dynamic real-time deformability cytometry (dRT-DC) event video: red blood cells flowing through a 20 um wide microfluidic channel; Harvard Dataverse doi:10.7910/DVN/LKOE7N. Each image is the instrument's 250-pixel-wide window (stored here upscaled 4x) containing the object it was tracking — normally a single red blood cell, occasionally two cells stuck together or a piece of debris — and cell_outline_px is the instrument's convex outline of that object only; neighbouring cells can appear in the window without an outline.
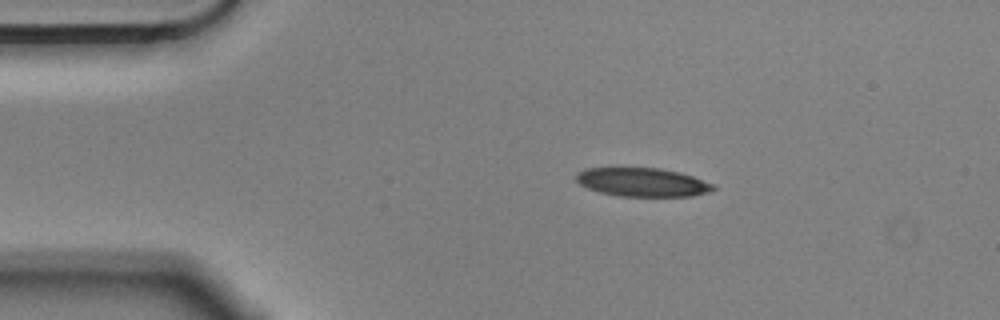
{"species": "Egyptian fruit bat (a non-hibernating species)", "species_latin": "Rousettus aegyptiacus", "temperature_condition": "cold", "stored_images_in_passage": 9, "camera_frame_rate_fps": 3000, "um_per_image_px": 0.085, "animal": {"sex": "male"}, "frame": {"image": 1, "passage_image": 1, "time_ms": 0.0, "image_size_px": [1000, 320], "cell_outline_px": [[716, 188], [708, 192], [692, 196], [620, 196], [600, 192], [588, 188], [580, 184], [576, 180], [576, 172], [584, 168], [660, 168], [680, 172], [692, 176], [712, 184]], "centroid_in_image_um": [54.58, 15.48], "position_along_channel_um": 30.4, "area_um2": 22.77}}
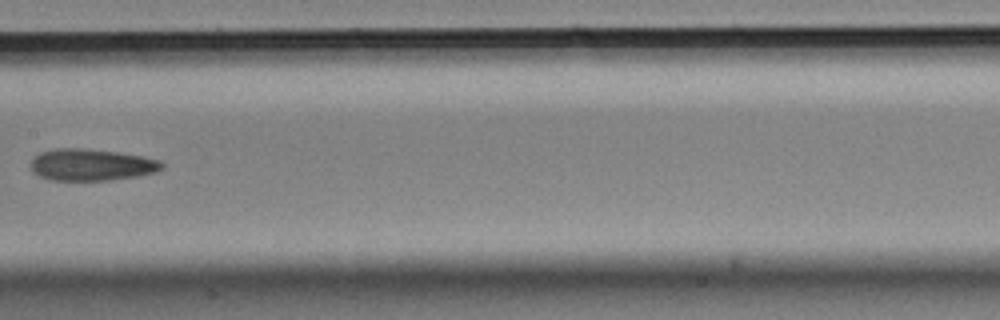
{"frame": {"image": 2, "passage_image": 6, "time_ms": 1.667, "image_size_px": [1000, 320], "cell_outline_px": [[164, 168], [156, 172], [136, 176], [108, 180], [48, 180], [32, 172], [32, 160], [40, 152], [56, 148], [80, 148], [116, 152], [140, 156], [160, 160], [164, 164]], "centroid_in_image_um": [7.77, 14.01], "position_along_channel_um": 199.6, "area_um2": 24.1}}
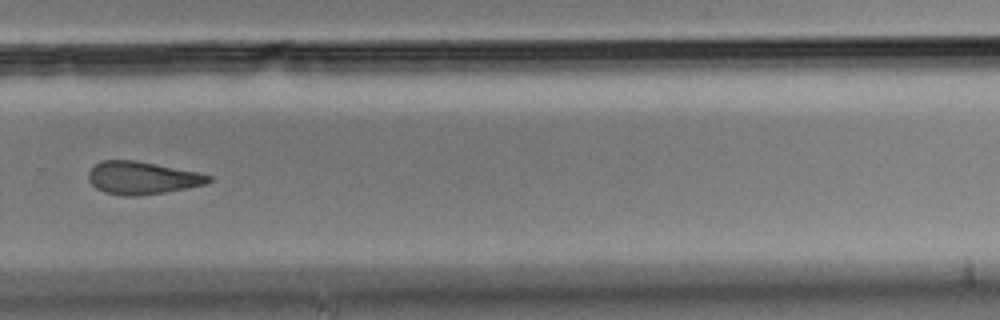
{"frame": {"image": 3, "passage_image": 9, "time_ms": 2.667, "image_size_px": [1000, 320], "cell_outline_px": [[212, 180], [204, 184], [164, 192], [136, 196], [124, 196], [104, 192], [96, 188], [88, 180], [88, 172], [100, 160], [136, 160], [200, 172], [212, 176]], "centroid_in_image_um": [12.07, 15.11], "position_along_channel_um": 317.7, "area_um2": 22.89}}